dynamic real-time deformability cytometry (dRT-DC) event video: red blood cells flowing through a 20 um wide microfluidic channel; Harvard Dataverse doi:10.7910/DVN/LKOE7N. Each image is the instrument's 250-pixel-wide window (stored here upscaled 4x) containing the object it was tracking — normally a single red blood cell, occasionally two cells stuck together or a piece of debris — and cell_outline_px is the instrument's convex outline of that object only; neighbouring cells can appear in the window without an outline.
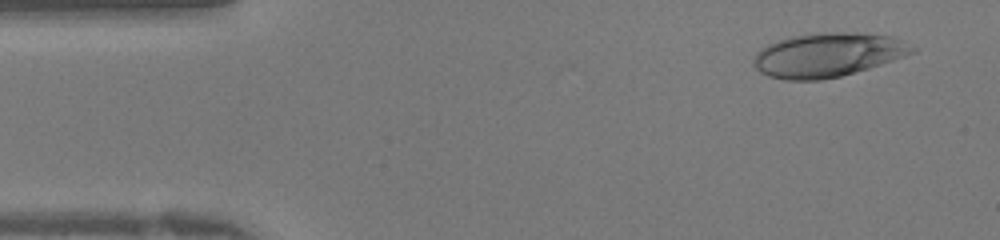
{"species": "human", "species_latin": "Homo sapiens", "temperature_condition": "warm", "stored_images_in_passage": 41, "camera_frame_rate_fps": 3000, "um_per_image_px": 0.085, "donor": {"sex": "female"}, "frame": {"image": 1, "passage_image": 3, "time_ms": 0.667, "image_size_px": [1000, 240], "cell_outline_px": [[920, 48], [916, 52], [868, 68], [840, 76], [820, 80], [784, 80], [768, 76], [760, 72], [752, 64], [752, 60], [756, 52], [760, 48], [768, 44], [792, 36], [816, 32], [856, 32], [892, 36]], "centroid_in_image_um": [70.36, 4.66], "position_along_channel_um": 14.6, "area_um2": 40.98}}
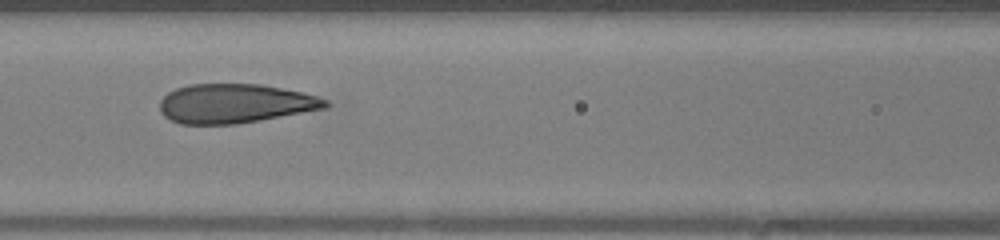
{"frame": {"image": 2, "passage_image": 17, "time_ms": 5.333, "image_size_px": [1000, 240], "cell_outline_px": [[328, 108], [260, 120], [236, 124], [180, 124], [164, 116], [160, 112], [160, 100], [168, 92], [176, 88], [188, 84], [260, 84], [300, 92], [316, 96], [328, 100]], "centroid_in_image_um": [19.95, 8.8], "position_along_channel_um": 146.6, "area_um2": 37.8}}
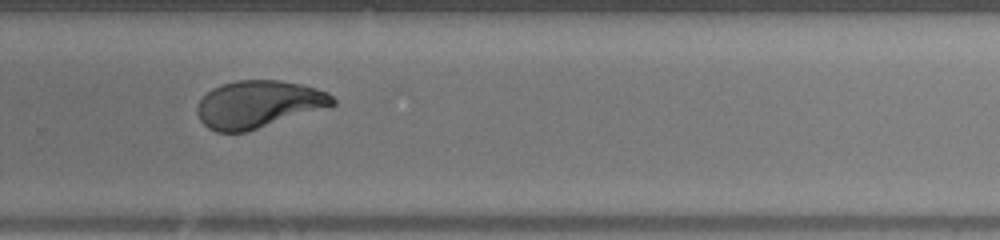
{"frame": {"image": 3, "passage_image": 27, "time_ms": 8.667, "image_size_px": [1000, 240], "cell_outline_px": [[336, 104], [332, 108], [248, 132], [216, 132], [208, 128], [200, 120], [196, 112], [196, 108], [200, 100], [212, 88], [220, 84], [236, 80], [280, 80], [300, 84], [316, 88], [328, 92], [336, 100]], "centroid_in_image_um": [22.03, 8.88], "position_along_channel_um": 307.8, "area_um2": 38.26}}